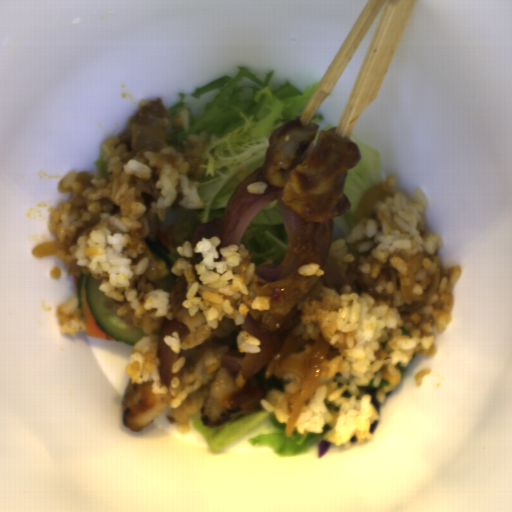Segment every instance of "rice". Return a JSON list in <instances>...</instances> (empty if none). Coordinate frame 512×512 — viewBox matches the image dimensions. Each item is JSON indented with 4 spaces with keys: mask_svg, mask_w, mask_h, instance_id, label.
<instances>
[{
    "mask_svg": "<svg viewBox=\"0 0 512 512\" xmlns=\"http://www.w3.org/2000/svg\"><path fill=\"white\" fill-rule=\"evenodd\" d=\"M283 380H289L284 383L283 391L278 388L270 390L265 398L259 399L264 410L273 412L279 423L287 425L289 416L286 413L287 399L298 391L301 385V379L295 373H289L285 376H278Z\"/></svg>",
    "mask_w": 512,
    "mask_h": 512,
    "instance_id": "obj_3",
    "label": "rice"
},
{
    "mask_svg": "<svg viewBox=\"0 0 512 512\" xmlns=\"http://www.w3.org/2000/svg\"><path fill=\"white\" fill-rule=\"evenodd\" d=\"M236 346L240 354H255L262 352L260 339L254 337L247 331H240L236 336Z\"/></svg>",
    "mask_w": 512,
    "mask_h": 512,
    "instance_id": "obj_5",
    "label": "rice"
},
{
    "mask_svg": "<svg viewBox=\"0 0 512 512\" xmlns=\"http://www.w3.org/2000/svg\"><path fill=\"white\" fill-rule=\"evenodd\" d=\"M267 187L268 186L263 181H259V180L252 182L250 184H247V186H246L248 192H250L251 194H258V195H264Z\"/></svg>",
    "mask_w": 512,
    "mask_h": 512,
    "instance_id": "obj_8",
    "label": "rice"
},
{
    "mask_svg": "<svg viewBox=\"0 0 512 512\" xmlns=\"http://www.w3.org/2000/svg\"><path fill=\"white\" fill-rule=\"evenodd\" d=\"M190 122L191 113L188 107L180 106L171 121V127L172 129L181 127L185 133H188L190 129Z\"/></svg>",
    "mask_w": 512,
    "mask_h": 512,
    "instance_id": "obj_6",
    "label": "rice"
},
{
    "mask_svg": "<svg viewBox=\"0 0 512 512\" xmlns=\"http://www.w3.org/2000/svg\"><path fill=\"white\" fill-rule=\"evenodd\" d=\"M378 185L392 196H381L370 217L357 220L346 238L332 241L329 248L328 258L339 259L344 270L358 253V278L342 284L340 296L323 284L321 300H300V323L290 332L317 341L321 334L331 345L325 360L329 370L323 372L294 428L299 434H322L330 425L332 430L323 439L340 447L353 436L359 444L373 439L370 427L379 415L371 394L358 387H368L371 381L376 387L385 380L389 384L375 392L376 401L384 403L387 392L401 383L398 363L407 367L416 353L437 354L431 334L435 329L443 332L452 322V291L462 274L459 264L443 266L437 256L442 238L425 230V193L415 188L410 199L396 190L393 174ZM418 252L425 254L415 273L414 293L425 288L426 276L435 266L441 267L440 284L425 307L400 313L398 307L413 300H405L397 274L406 275V262Z\"/></svg>",
    "mask_w": 512,
    "mask_h": 512,
    "instance_id": "obj_2",
    "label": "rice"
},
{
    "mask_svg": "<svg viewBox=\"0 0 512 512\" xmlns=\"http://www.w3.org/2000/svg\"><path fill=\"white\" fill-rule=\"evenodd\" d=\"M56 318L60 321L61 331L71 337L86 330V322L82 319L79 305V298L69 297L63 304L58 305L56 309Z\"/></svg>",
    "mask_w": 512,
    "mask_h": 512,
    "instance_id": "obj_4",
    "label": "rice"
},
{
    "mask_svg": "<svg viewBox=\"0 0 512 512\" xmlns=\"http://www.w3.org/2000/svg\"><path fill=\"white\" fill-rule=\"evenodd\" d=\"M431 368H421L414 375V383L416 387H420L423 384L424 377L431 373Z\"/></svg>",
    "mask_w": 512,
    "mask_h": 512,
    "instance_id": "obj_9",
    "label": "rice"
},
{
    "mask_svg": "<svg viewBox=\"0 0 512 512\" xmlns=\"http://www.w3.org/2000/svg\"><path fill=\"white\" fill-rule=\"evenodd\" d=\"M219 138L201 131L189 134L175 147H145L126 150L118 136H109L102 144L103 161L108 175L99 171L67 172L57 183V191L71 194L55 207L48 217L47 229L56 243L53 256L63 260L66 273L101 279L98 290L115 301L127 300L116 309L119 317H131L132 325L147 336L138 340L130 355L126 372L131 383L152 381L153 394L171 393L169 407L179 408L189 394L200 388L204 376L182 369L185 356L181 350H191L203 344L227 316L235 324L246 323L249 307L234 302L240 295L250 294L256 265L248 264L247 275L233 268L249 255L241 244L220 246L218 235L201 237L196 246L184 241L176 245L179 258L171 272L187 281L185 299L177 313L172 312L170 293L155 289L140 276L149 267L150 258L138 257L147 248L146 237L153 217L162 222L177 197L183 194L180 206L190 210L203 208L197 192L198 181L206 168L202 156L205 149ZM163 316L178 319L189 326L191 334L181 343L177 331L164 337L165 343L177 352L172 372L182 375L172 379L170 387L160 385L155 351Z\"/></svg>",
    "mask_w": 512,
    "mask_h": 512,
    "instance_id": "obj_1",
    "label": "rice"
},
{
    "mask_svg": "<svg viewBox=\"0 0 512 512\" xmlns=\"http://www.w3.org/2000/svg\"><path fill=\"white\" fill-rule=\"evenodd\" d=\"M298 274L304 277H311L312 275L323 276L324 270H321L319 265L315 262L303 264L297 269Z\"/></svg>",
    "mask_w": 512,
    "mask_h": 512,
    "instance_id": "obj_7",
    "label": "rice"
}]
</instances>
